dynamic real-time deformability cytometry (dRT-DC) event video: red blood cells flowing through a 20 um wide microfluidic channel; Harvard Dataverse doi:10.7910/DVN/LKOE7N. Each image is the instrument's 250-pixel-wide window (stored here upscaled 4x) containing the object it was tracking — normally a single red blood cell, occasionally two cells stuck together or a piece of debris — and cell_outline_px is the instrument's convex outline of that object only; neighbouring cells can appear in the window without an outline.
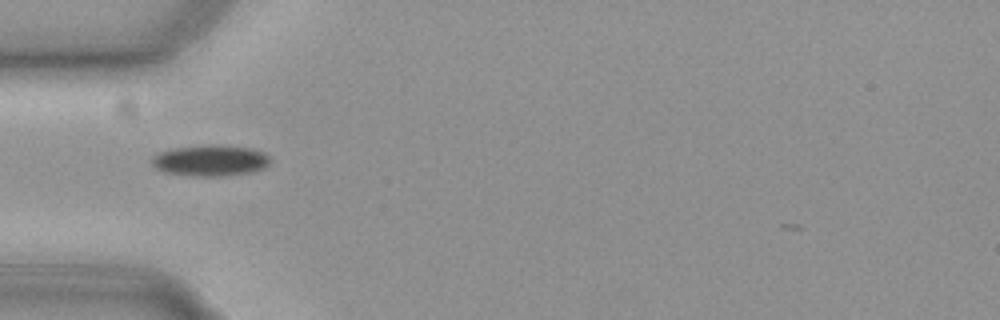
{"species": "common noctule bat (a hibernating species)", "species_latin": "Nyctalus noctula", "temperature_condition": "cold", "stored_images_in_passage": 39, "camera_frame_rate_fps": 3000, "um_per_image_px": 0.085, "animal": {"sex": "female", "body_mass_g": 19.3, "forearm_length_mm": 54.1}, "frame": {"image": 1, "passage_image": 1, "time_ms": 0.0, "image_size_px": [1000, 320], "cell_outline_px": [[272, 160], [264, 168], [252, 172], [224, 176], [188, 176], [164, 172], [156, 168], [152, 164], [152, 160], [160, 152], [176, 148], [208, 144], [216, 144], [252, 148], [264, 152]], "centroid_in_image_um": [17.93, 13.65], "position_along_channel_um": 67.1, "area_um2": 21.56}}
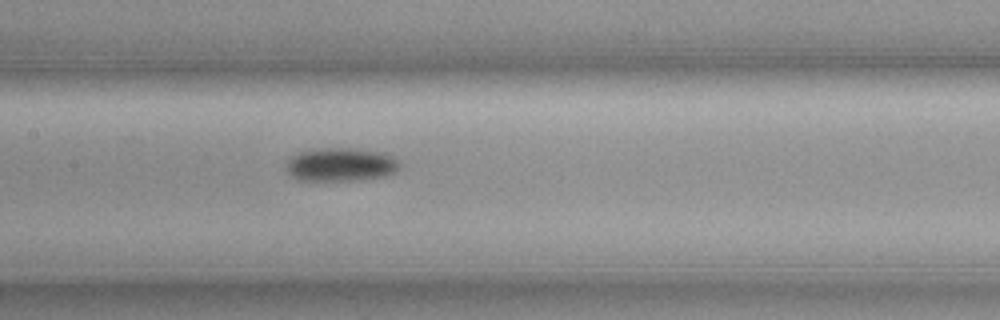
{"frame": {"image": 2, "passage_image": 10, "time_ms": 3.0, "image_size_px": [1000, 320], "cell_outline_px": [[400, 168], [396, 172], [384, 176], [360, 180], [296, 180], [288, 172], [288, 160], [292, 156], [300, 152], [324, 148], [352, 148], [376, 152], [392, 156], [396, 160]], "centroid_in_image_um": [28.97, 14.0], "position_along_channel_um": 178.4, "area_um2": 21.73}}
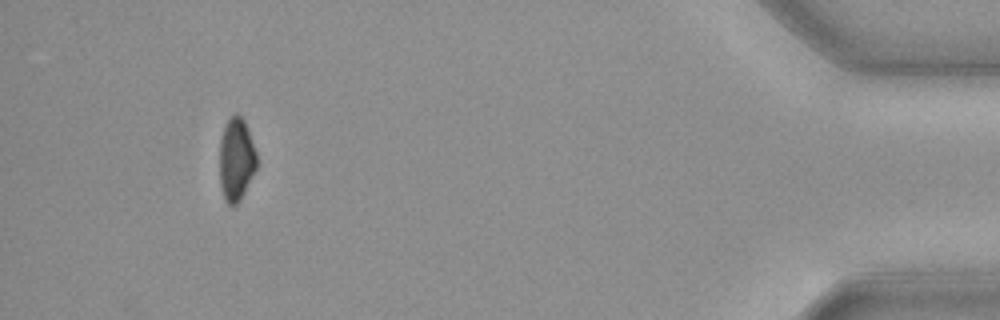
{"frame": {"image": 3, "passage_image": 35, "time_ms": 11.333, "image_size_px": [1000, 320], "cell_outline_px": [[256, 168], [240, 200], [236, 204], [228, 204], [224, 200], [220, 184], [220, 140], [224, 128], [232, 112], [236, 112], [244, 120], [256, 152]], "centroid_in_image_um": [20.06, 13.53], "position_along_channel_um": 415.1, "area_um2": 17.74}, "authors_computed_cell_mechanics": {"area_um2": 20.4612, "velocity_mm_per_s": 3.7146, "shape_relaxation_time_tau1_ms": 5.8209, "shape_relaxation_time_tau2_ms": null, "deformation_change_tau1": 0.1242, "deformation_change_tau2": null}}